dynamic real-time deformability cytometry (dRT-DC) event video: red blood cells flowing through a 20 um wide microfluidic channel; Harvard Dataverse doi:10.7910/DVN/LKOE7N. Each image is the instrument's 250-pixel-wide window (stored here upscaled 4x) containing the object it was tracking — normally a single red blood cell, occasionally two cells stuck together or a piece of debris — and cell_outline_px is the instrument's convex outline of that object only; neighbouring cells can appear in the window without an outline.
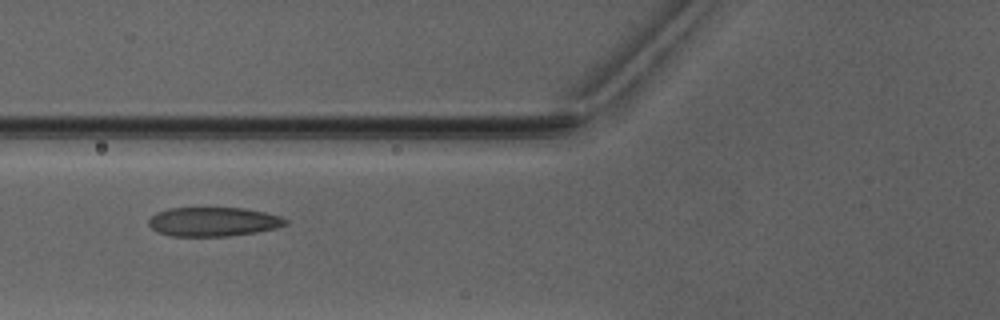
{"species": "Egyptian fruit bat (a non-hibernating species)", "species_latin": "Rousettus aegyptiacus", "temperature_condition": "warm", "stored_images_in_passage": 6, "camera_frame_rate_fps": 3000, "um_per_image_px": 0.085, "animal": {"sex": "male"}, "frame": {"image": 1, "passage_image": 6, "time_ms": 6.0, "image_size_px": [1000, 320], "cell_outline_px": [[288, 224], [276, 228], [256, 232], [228, 236], [172, 236], [156, 232], [148, 224], [148, 220], [156, 212], [168, 208], [244, 208], [264, 212], [280, 216], [288, 220]], "centroid_in_image_um": [18.12, 18.85], "position_along_channel_um": 107.7, "area_um2": 23.29}}